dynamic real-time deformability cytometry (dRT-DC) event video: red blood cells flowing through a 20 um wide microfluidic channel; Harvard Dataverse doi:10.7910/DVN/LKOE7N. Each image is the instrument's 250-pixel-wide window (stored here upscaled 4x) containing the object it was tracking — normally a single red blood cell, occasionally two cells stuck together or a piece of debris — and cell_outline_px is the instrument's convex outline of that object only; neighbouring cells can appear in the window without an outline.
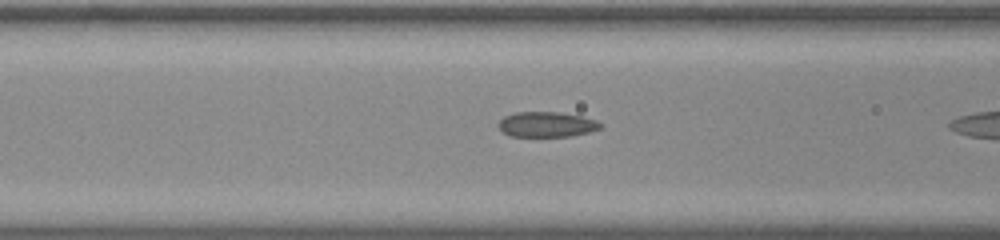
{"species": "common noctule bat (a hibernating species)", "species_latin": "Nyctalus noctula", "temperature_condition": "room temperature", "stored_images_in_passage": 9, "camera_frame_rate_fps": 3000, "um_per_image_px": 0.085, "animal": {"sex": "male", "body_mass_g": 20.0, "forearm_length_mm": 53.3}, "frame": {"image": 1, "passage_image": 8, "time_ms": 2.333, "image_size_px": [1000, 240], "cell_outline_px": [[604, 124], [600, 128], [588, 132], [572, 136], [512, 136], [504, 132], [496, 124], [504, 116], [516, 112], [560, 112], [580, 116], [596, 120]], "centroid_in_image_um": [46.47, 10.57], "position_along_channel_um": 120.1, "area_um2": 14.91}}